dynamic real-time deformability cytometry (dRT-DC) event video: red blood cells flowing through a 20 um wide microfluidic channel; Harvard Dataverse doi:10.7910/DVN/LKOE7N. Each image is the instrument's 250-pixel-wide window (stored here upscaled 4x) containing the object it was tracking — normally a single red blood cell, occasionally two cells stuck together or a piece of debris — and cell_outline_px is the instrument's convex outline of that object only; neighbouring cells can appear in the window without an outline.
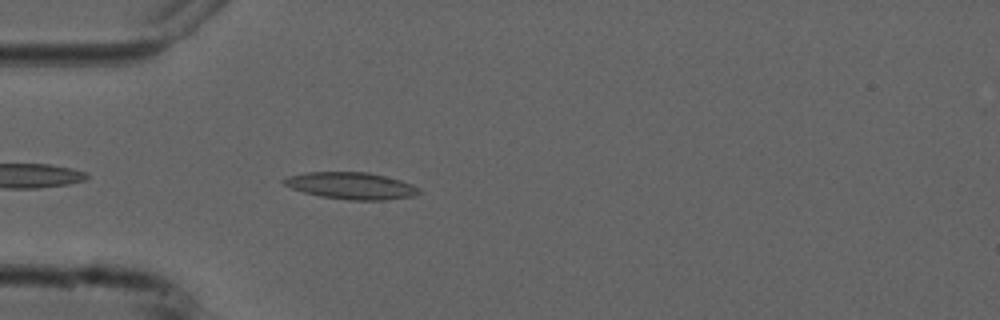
{"species": "common noctule bat (a hibernating species)", "species_latin": "Nyctalus noctula", "temperature_condition": "cold", "stored_images_in_passage": 4, "camera_frame_rate_fps": 3000, "um_per_image_px": 0.085, "animal": {"sex": "male", "forearm_length_mm": 52.5}, "frame": {"image": 1, "passage_image": 4, "time_ms": 3.667, "image_size_px": [1000, 320], "cell_outline_px": [[420, 192], [416, 196], [384, 200], [348, 200], [320, 196], [304, 192], [292, 188], [284, 184], [280, 180], [288, 176], [304, 172], [368, 172], [400, 180], [412, 184], [420, 188]], "centroid_in_image_um": [29.86, 15.79], "position_along_channel_um": 55.1, "area_um2": 21.21}}